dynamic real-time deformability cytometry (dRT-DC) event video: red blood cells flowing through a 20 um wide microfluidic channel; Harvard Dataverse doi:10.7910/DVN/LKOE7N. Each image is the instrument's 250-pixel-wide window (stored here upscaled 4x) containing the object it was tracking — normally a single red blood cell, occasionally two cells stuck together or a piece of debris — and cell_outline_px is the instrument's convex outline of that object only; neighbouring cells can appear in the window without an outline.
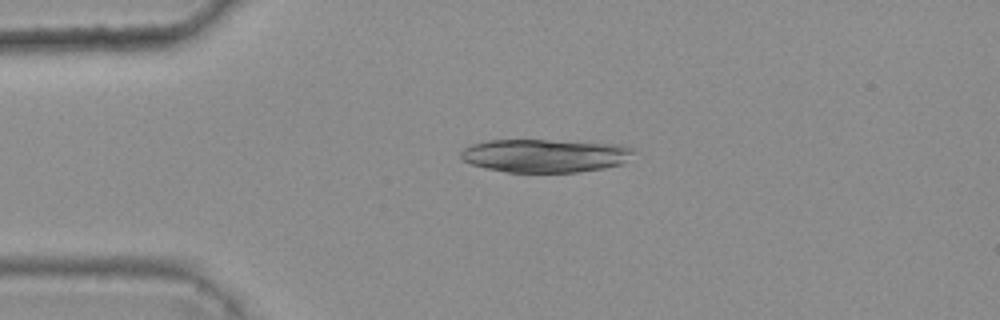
{"species": "common noctule bat (a hibernating species)", "species_latin": "Nyctalus noctula", "temperature_condition": "warm", "stored_images_in_passage": 4, "camera_frame_rate_fps": 3000, "um_per_image_px": 0.085, "animal": {"sex": "female", "body_mass_g": 25.1}, "frame": {"image": 1, "passage_image": 3, "time_ms": 0.667, "image_size_px": [1000, 320], "cell_outline_px": [[636, 152], [624, 164], [604, 168], [580, 172], [504, 172], [484, 168], [460, 160], [460, 152], [468, 144], [488, 140], [544, 140], [624, 144], [632, 148]], "centroid_in_image_um": [46.33, 13.23], "position_along_channel_um": 38.7, "area_um2": 34.04}}